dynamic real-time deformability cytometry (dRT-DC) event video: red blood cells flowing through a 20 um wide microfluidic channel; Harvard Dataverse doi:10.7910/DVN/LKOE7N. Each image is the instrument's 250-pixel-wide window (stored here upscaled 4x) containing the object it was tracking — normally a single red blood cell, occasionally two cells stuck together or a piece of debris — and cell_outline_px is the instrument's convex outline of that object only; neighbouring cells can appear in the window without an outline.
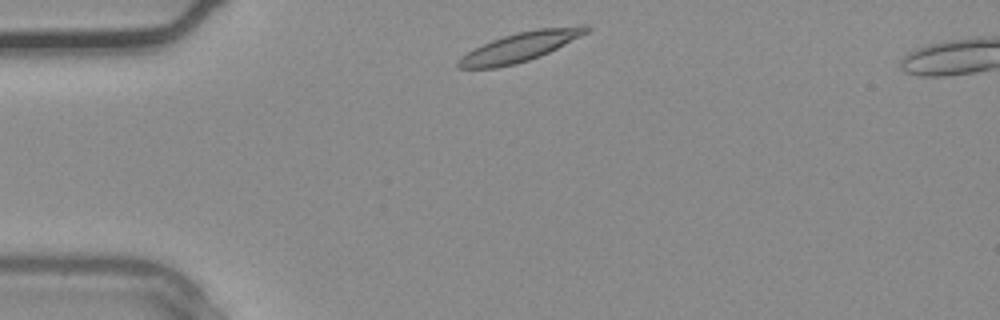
{"species": "common noctule bat (a hibernating species)", "species_latin": "Nyctalus noctula", "temperature_condition": "warm", "stored_images_in_passage": 29, "camera_frame_rate_fps": 3000, "um_per_image_px": 0.085, "animal": {"sex": "male", "body_mass_g": 20.4}, "frame": {"image": 1, "passage_image": 1, "time_ms": 0.0, "image_size_px": [1000, 320], "cell_outline_px": [[592, 28], [588, 32], [540, 56], [516, 64], [496, 68], [460, 68], [456, 64], [456, 60], [468, 52], [492, 40], [516, 32], [540, 28], [580, 24], [588, 24]], "centroid_in_image_um": [44.25, 3.96], "position_along_channel_um": 40.7, "area_um2": 21.73}}
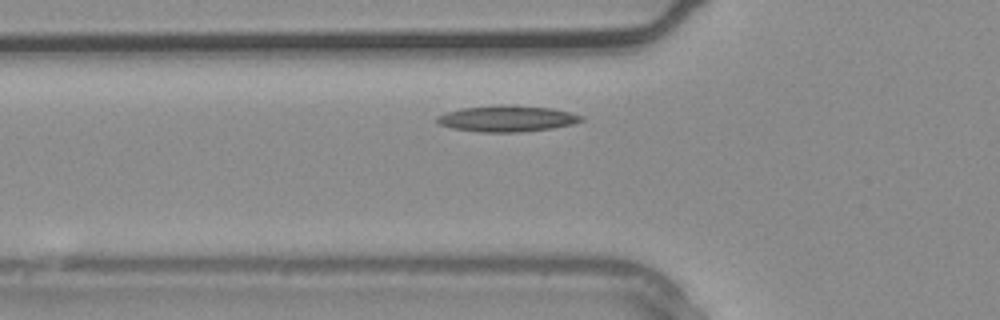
{"frame": {"image": 2, "passage_image": 5, "time_ms": 1.333, "image_size_px": [1000, 320], "cell_outline_px": [[584, 120], [572, 124], [552, 128], [520, 132], [480, 132], [452, 128], [440, 124], [436, 120], [436, 116], [460, 108], [500, 104], [512, 104], [552, 108], [584, 116]], "centroid_in_image_um": [43.1, 10.07], "position_along_channel_um": 82.7, "area_um2": 22.14}}